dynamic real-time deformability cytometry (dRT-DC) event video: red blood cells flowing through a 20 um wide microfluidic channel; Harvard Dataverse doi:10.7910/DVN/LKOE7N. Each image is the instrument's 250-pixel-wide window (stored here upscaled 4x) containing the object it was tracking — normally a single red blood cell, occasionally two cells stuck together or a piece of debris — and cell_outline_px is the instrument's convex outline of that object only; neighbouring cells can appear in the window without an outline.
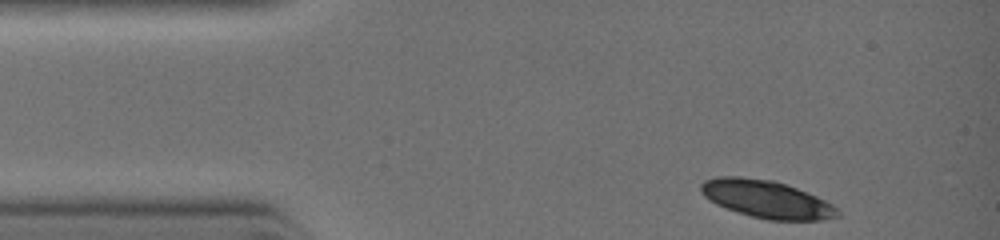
{"species": "common noctule bat (a hibernating species)", "species_latin": "Nyctalus noctula", "temperature_condition": "warm", "stored_images_in_passage": 9, "camera_frame_rate_fps": 3000, "um_per_image_px": 0.085, "animal": {"sex": "female", "body_mass_g": 19.0, "forearm_length_mm": 51.5}, "frame": {"image": 1, "passage_image": 1, "time_ms": 0.0, "image_size_px": [1000, 240], "cell_outline_px": [[840, 216], [824, 220], [768, 220], [736, 212], [716, 204], [708, 200], [700, 192], [700, 184], [704, 180], [720, 176], [740, 176], [772, 180], [796, 188], [816, 196], [832, 204], [840, 212]], "centroid_in_image_um": [65.13, 16.93], "position_along_channel_um": 19.9, "area_um2": 30.0}}